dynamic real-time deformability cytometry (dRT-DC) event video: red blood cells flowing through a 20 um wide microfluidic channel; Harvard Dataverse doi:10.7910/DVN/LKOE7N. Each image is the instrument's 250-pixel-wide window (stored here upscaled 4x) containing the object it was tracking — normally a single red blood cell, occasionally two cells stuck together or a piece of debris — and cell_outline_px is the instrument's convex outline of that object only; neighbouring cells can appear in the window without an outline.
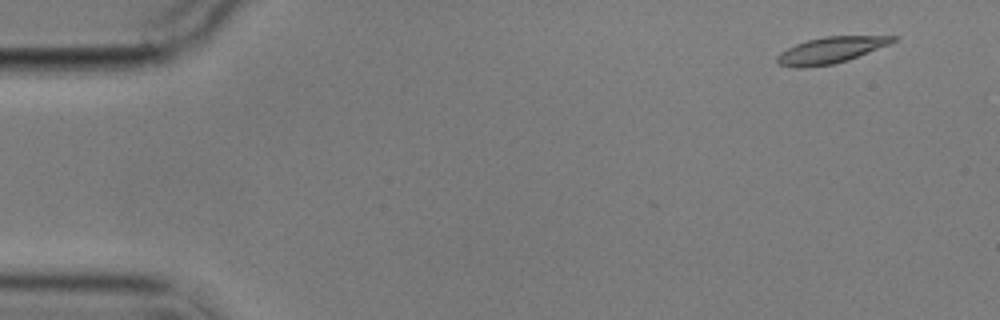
{"species": "common noctule bat (a hibernating species)", "species_latin": "Nyctalus noctula", "temperature_condition": "cold", "stored_images_in_passage": 5, "camera_frame_rate_fps": 3000, "um_per_image_px": 0.085, "animal": {"sex": "male", "body_mass_g": 17.9}, "frame": {"image": 1, "passage_image": 1, "time_ms": 0.0, "image_size_px": [1000, 320], "cell_outline_px": [[896, 40], [888, 44], [848, 60], [832, 64], [776, 64], [776, 56], [780, 52], [796, 44], [808, 40], [824, 36], [896, 36]], "centroid_in_image_um": [70.66, 4.2], "position_along_channel_um": 14.3, "area_um2": 16.65}}
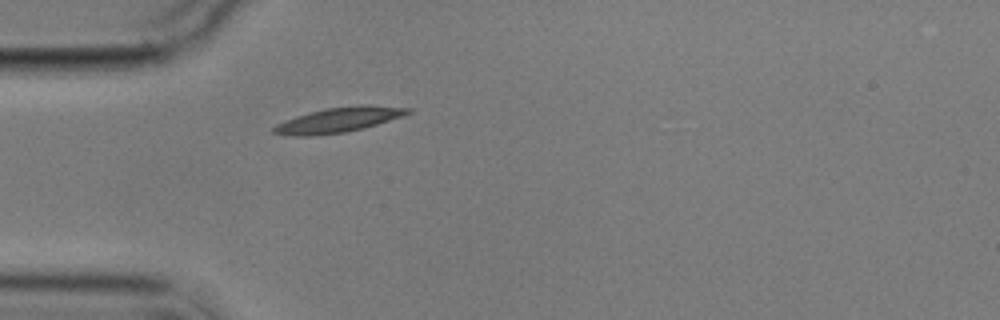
{"frame": {"image": 2, "passage_image": 5, "time_ms": 4.333, "image_size_px": [1000, 320], "cell_outline_px": [[412, 112], [364, 128], [344, 132], [308, 136], [292, 136], [272, 132], [272, 128], [276, 124], [296, 116], [308, 112], [324, 108], [360, 104], [368, 104], [412, 108]], "centroid_in_image_um": [28.77, 10.17], "position_along_channel_um": 56.2, "area_um2": 19.48}}